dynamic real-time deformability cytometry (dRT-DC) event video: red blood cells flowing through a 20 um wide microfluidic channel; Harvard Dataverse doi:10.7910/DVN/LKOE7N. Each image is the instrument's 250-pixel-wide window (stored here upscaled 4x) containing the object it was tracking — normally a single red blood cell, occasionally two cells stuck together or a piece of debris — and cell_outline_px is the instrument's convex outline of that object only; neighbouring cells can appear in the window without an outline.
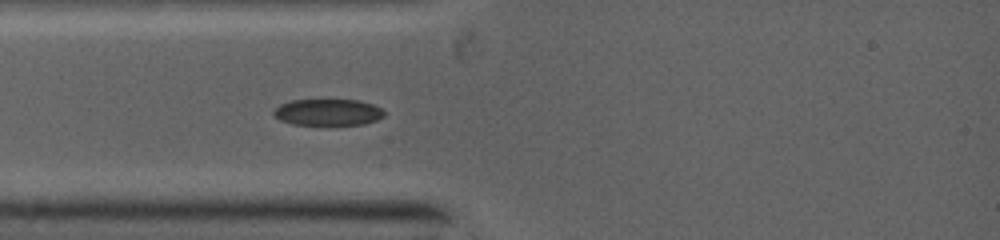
{"species": "common noctule bat (a hibernating species)", "species_latin": "Nyctalus noctula", "temperature_condition": "warm", "stored_images_in_passage": 63, "camera_frame_rate_fps": 5000, "um_per_image_px": 0.085, "animal": {"sex": "female", "body_mass_g": 19.0, "forearm_length_mm": 53.3}, "frame": {"image": 1, "passage_image": 1, "time_ms": 0.0, "image_size_px": [1000, 240], "cell_outline_px": [[384, 116], [376, 120], [364, 124], [292, 124], [280, 120], [272, 112], [280, 104], [292, 100], [356, 100], [372, 104], [380, 108], [384, 112]], "centroid_in_image_um": [27.86, 9.53], "position_along_channel_um": 57.1, "area_um2": 16.76}}
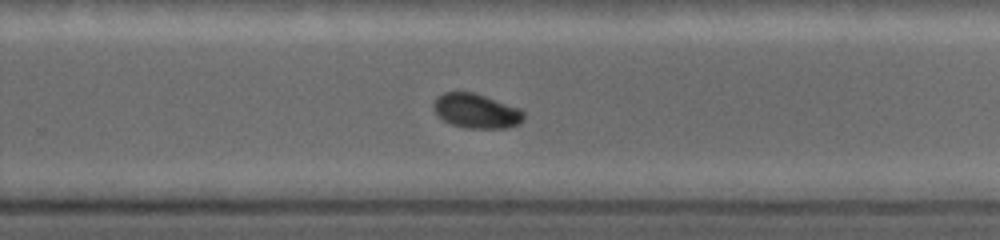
{"frame": {"image": 2, "passage_image": 29, "time_ms": 5.2, "image_size_px": [1000, 240], "cell_outline_px": [[524, 120], [520, 124], [504, 128], [468, 128], [452, 124], [444, 120], [436, 112], [436, 100], [444, 92], [472, 92], [520, 108], [524, 112]], "centroid_in_image_um": [40.56, 9.44], "position_along_channel_um": 289.2, "area_um2": 17.69}}
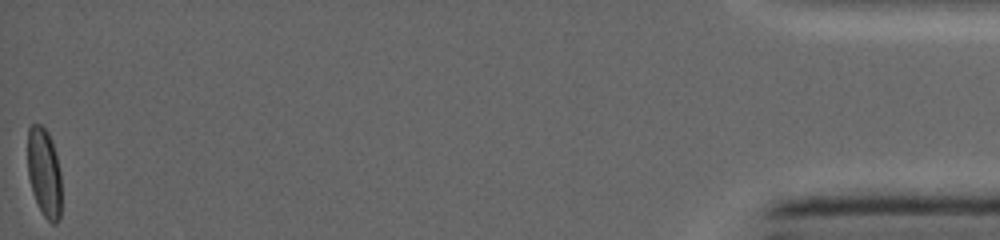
{"frame": {"image": 3, "passage_image": 62, "time_ms": 11.6, "image_size_px": [1000, 240], "cell_outline_px": [[60, 220], [56, 224], [52, 224], [44, 216], [36, 200], [28, 176], [28, 128], [32, 124], [40, 124], [48, 132], [56, 156], [60, 172]], "centroid_in_image_um": [3.75, 14.67], "position_along_channel_um": 431.4, "area_um2": 17.22}}